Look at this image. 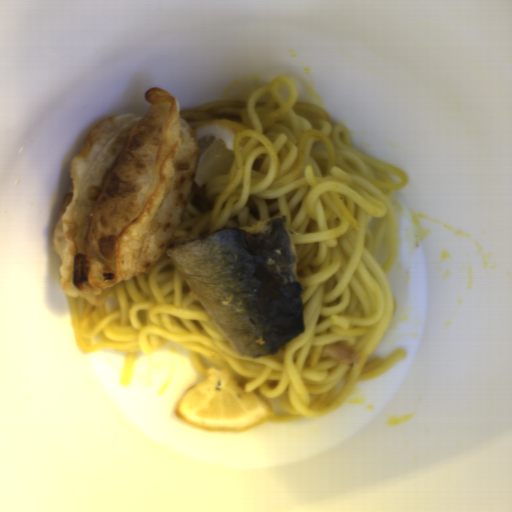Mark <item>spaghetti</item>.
<instances>
[{"instance_id": "obj_1", "label": "spaghetti", "mask_w": 512, "mask_h": 512, "mask_svg": "<svg viewBox=\"0 0 512 512\" xmlns=\"http://www.w3.org/2000/svg\"><path fill=\"white\" fill-rule=\"evenodd\" d=\"M180 117L193 129L215 119L250 129L234 136L233 162L223 175L201 187L193 180L171 240L285 215L298 258L304 332L276 354L241 357L162 253L144 274L100 291L95 304L65 293L76 348L122 352L120 382L127 386L139 353L176 342L204 378L210 368L227 370L267 402L274 417L265 423L330 414L360 380L408 357L397 348L366 362L393 316L388 271L398 232L390 199L408 176L361 155L349 128L334 123L326 108L301 103L285 76L245 100L207 103ZM335 344L357 351L360 367L320 358Z\"/></svg>"}]
</instances>
